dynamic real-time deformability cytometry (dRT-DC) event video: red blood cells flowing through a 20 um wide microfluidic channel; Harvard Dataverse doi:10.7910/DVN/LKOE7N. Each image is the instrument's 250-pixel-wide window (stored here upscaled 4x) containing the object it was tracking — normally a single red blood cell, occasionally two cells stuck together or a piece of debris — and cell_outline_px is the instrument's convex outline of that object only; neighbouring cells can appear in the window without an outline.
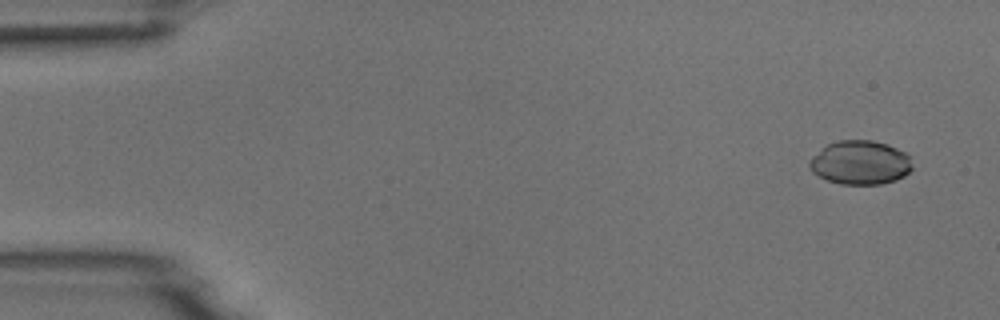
{"species": "common noctule bat (a hibernating species)", "species_latin": "Nyctalus noctula", "temperature_condition": "room temperature", "stored_images_in_passage": 5, "camera_frame_rate_fps": 3000, "um_per_image_px": 0.085, "animal": {"sex": "male", "body_mass_g": 18.8}, "frame": {"image": 1, "passage_image": 1, "time_ms": 0.0, "image_size_px": [1000, 320], "cell_outline_px": [[912, 168], [904, 176], [896, 180], [880, 184], [840, 184], [828, 180], [812, 172], [808, 164], [808, 160], [812, 156], [828, 144], [840, 140], [872, 140], [888, 144], [912, 156]], "centroid_in_image_um": [73.14, 13.81], "position_along_channel_um": 11.9, "area_um2": 26.41}}
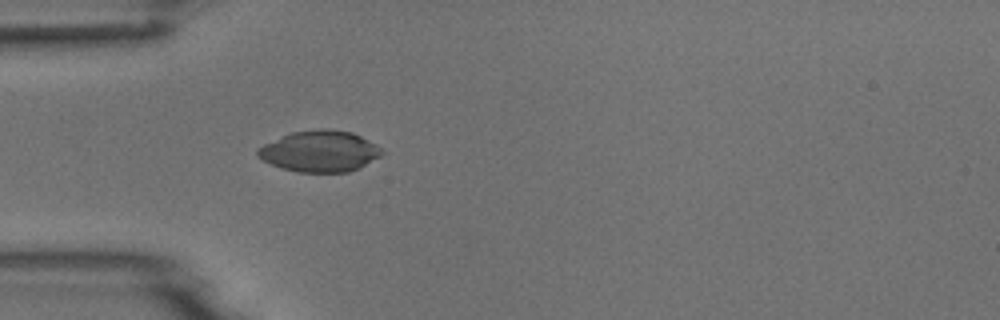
{"frame": {"image": 2, "passage_image": 5, "time_ms": 4.333, "image_size_px": [1000, 320], "cell_outline_px": [[384, 152], [380, 156], [360, 168], [348, 172], [296, 172], [272, 164], [256, 156], [256, 152], [264, 144], [292, 132], [320, 128], [328, 128], [352, 132], [376, 144]], "centroid_in_image_um": [27.21, 12.85], "position_along_channel_um": 57.8, "area_um2": 29.65}}